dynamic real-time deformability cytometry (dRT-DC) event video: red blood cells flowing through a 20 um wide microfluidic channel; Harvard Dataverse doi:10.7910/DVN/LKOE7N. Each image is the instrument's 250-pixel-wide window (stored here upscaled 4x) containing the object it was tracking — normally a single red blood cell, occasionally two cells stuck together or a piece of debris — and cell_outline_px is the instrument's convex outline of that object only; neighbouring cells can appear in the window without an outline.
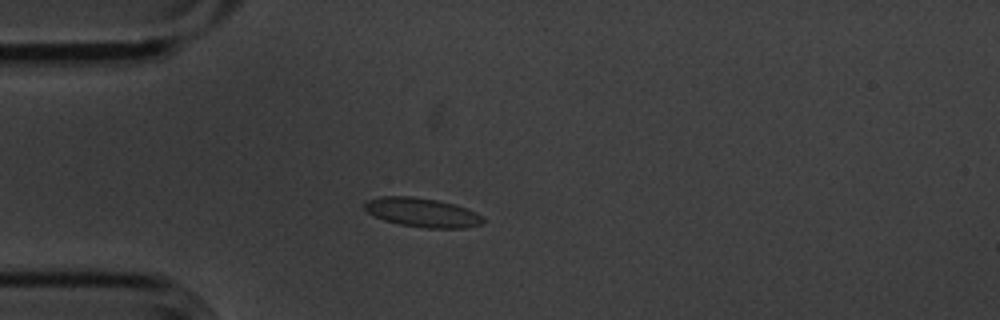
{"species": "common noctule bat (a hibernating species)", "species_latin": "Nyctalus noctula", "temperature_condition": "cold", "stored_images_in_passage": 46, "camera_frame_rate_fps": 3000, "um_per_image_px": 0.085, "animal": {"sex": "male", "body_mass_g": 20.1, "forearm_length_mm": 53.5}, "frame": {"image": 1, "passage_image": 14, "time_ms": 4.333, "image_size_px": [1000, 320], "cell_outline_px": [[484, 224], [464, 228], [424, 228], [400, 224], [384, 220], [368, 212], [364, 208], [364, 204], [368, 200], [380, 196], [412, 196], [436, 200], [452, 204], [476, 212], [484, 216]], "centroid_in_image_um": [35.91, 18.07], "position_along_channel_um": 49.1, "area_um2": 20.0}}
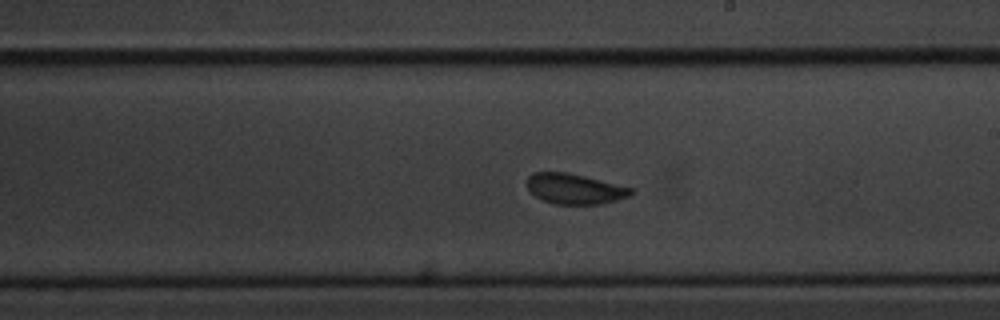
{"frame": {"image": 2, "passage_image": 31, "time_ms": 10.0, "image_size_px": [1000, 320], "cell_outline_px": [[636, 192], [632, 196], [600, 204], [552, 204], [540, 200], [528, 188], [528, 176], [532, 172], [568, 172], [636, 188]], "centroid_in_image_um": [48.91, 16.05], "position_along_channel_um": 240.1, "area_um2": 18.73}}
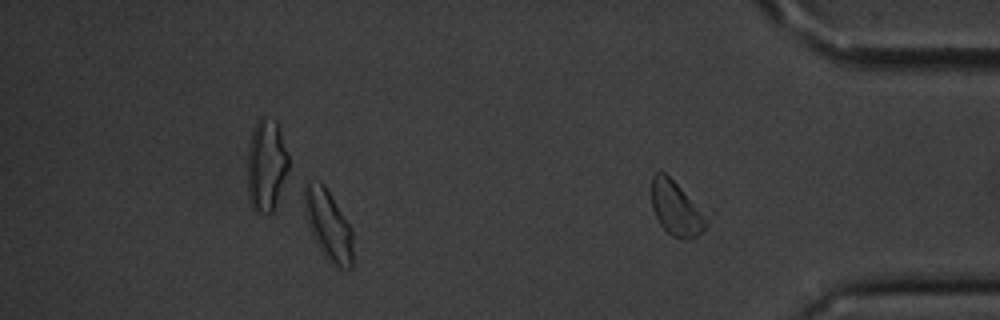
{"frame": {"image": 3, "passage_image": 43, "time_ms": 14.0, "image_size_px": [1000, 320], "cell_outline_px": [[352, 268], [340, 268], [332, 264], [316, 240], [308, 224], [304, 208], [304, 188], [308, 180], [320, 180], [324, 184], [352, 228]], "centroid_in_image_um": [27.91, 19.06], "position_along_channel_um": 407.3, "area_um2": 19.54}, "authors_computed_cell_mechanics": {"area_um2": 19.1607, "velocity_mm_per_s": 3.5789, "shape_relaxation_time_tau1_ms": 3.6494, "shape_relaxation_time_tau2_ms": null, "deformation_change_tau1": 0.0766, "deformation_change_tau2": null}}